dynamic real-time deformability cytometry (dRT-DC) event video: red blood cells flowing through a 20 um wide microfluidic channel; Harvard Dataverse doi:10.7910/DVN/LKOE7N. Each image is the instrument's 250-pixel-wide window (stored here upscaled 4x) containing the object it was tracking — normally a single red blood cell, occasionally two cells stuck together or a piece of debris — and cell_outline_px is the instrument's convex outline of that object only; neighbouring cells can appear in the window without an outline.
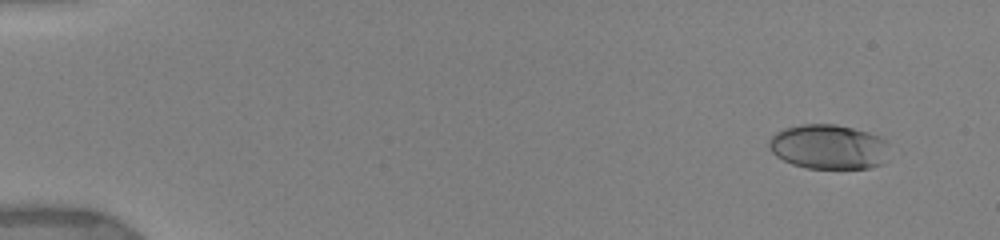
{"species": "human", "species_latin": "Homo sapiens", "temperature_condition": "warm", "stored_images_in_passage": 16, "camera_frame_rate_fps": 3000, "um_per_image_px": 0.085, "donor": {"sex": "female"}, "frame": {"image": 1, "passage_image": 4, "time_ms": 1.333, "image_size_px": [1000, 240], "cell_outline_px": [[888, 144], [884, 164], [868, 168], [808, 168], [792, 164], [776, 156], [772, 152], [768, 144], [768, 140], [776, 132], [784, 128], [800, 124], [836, 124], [868, 132], [880, 136], [888, 140]], "centroid_in_image_um": [70.44, 12.47], "position_along_channel_um": 14.6, "area_um2": 31.5}}
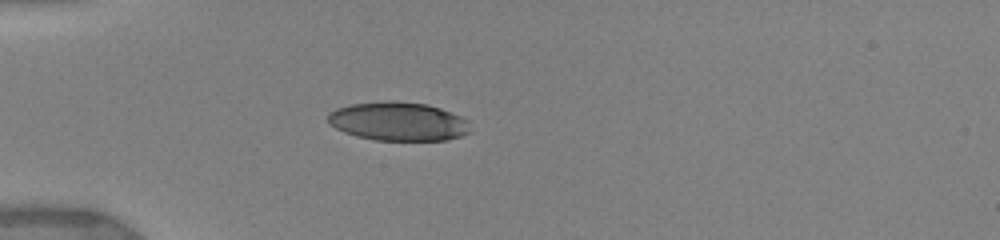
{"frame": {"image": 2, "passage_image": 13, "time_ms": 5.333, "image_size_px": [1000, 240], "cell_outline_px": [[472, 132], [460, 136], [444, 140], [376, 140], [356, 136], [344, 132], [336, 128], [328, 120], [328, 112], [336, 108], [352, 104], [392, 100], [428, 104], [440, 108], [460, 116], [468, 120]], "centroid_in_image_um": [33.87, 10.31], "position_along_channel_um": 51.1, "area_um2": 32.14}}
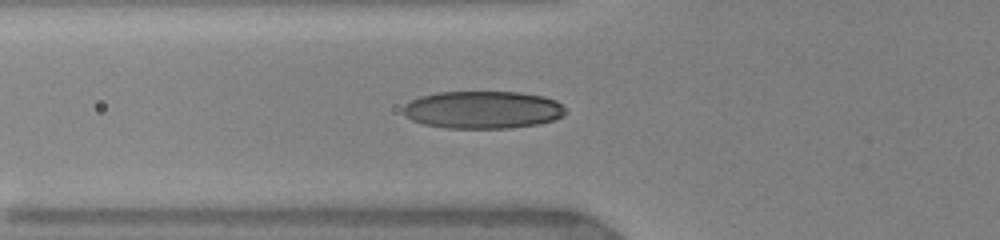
{"frame": {"image": 3, "passage_image": 16, "time_ms": 6.667, "image_size_px": [1000, 240], "cell_outline_px": [[564, 116], [552, 120], [536, 124], [512, 128], [448, 128], [424, 124], [412, 120], [404, 116], [404, 104], [420, 96], [440, 92], [520, 92], [544, 96], [556, 100], [564, 108]], "centroid_in_image_um": [41.03, 9.33], "position_along_channel_um": 84.8, "area_um2": 35.49}}